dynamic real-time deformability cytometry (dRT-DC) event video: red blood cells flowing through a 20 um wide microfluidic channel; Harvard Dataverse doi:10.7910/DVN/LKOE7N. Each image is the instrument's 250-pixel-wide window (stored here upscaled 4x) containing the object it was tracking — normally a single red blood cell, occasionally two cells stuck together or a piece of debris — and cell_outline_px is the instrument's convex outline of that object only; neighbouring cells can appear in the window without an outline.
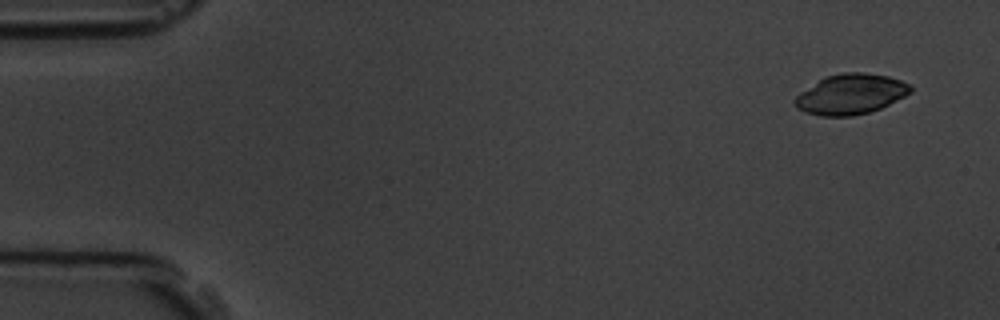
{"species": "common noctule bat (a hibernating species)", "species_latin": "Nyctalus noctula", "temperature_condition": "room temperature", "stored_images_in_passage": 4, "camera_frame_rate_fps": 3000, "um_per_image_px": 0.085, "animal": {"sex": "male", "body_mass_g": 19.5, "forearm_length_mm": 54.6}, "frame": {"image": 1, "passage_image": 1, "time_ms": 0.0, "image_size_px": [1000, 320], "cell_outline_px": [[912, 92], [880, 108], [868, 112], [852, 116], [820, 116], [804, 112], [796, 108], [792, 100], [800, 92], [824, 76], [844, 72], [864, 72], [888, 76], [900, 80], [908, 84], [912, 88]], "centroid_in_image_um": [72.26, 8.0], "position_along_channel_um": 12.7, "area_um2": 27.17}}
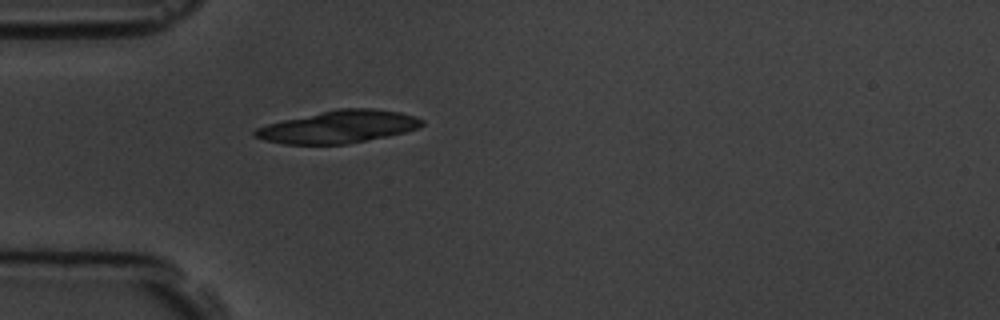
{"frame": {"image": 2, "passage_image": 4, "time_ms": 4.333, "image_size_px": [1000, 320], "cell_outline_px": [[424, 124], [416, 128], [404, 132], [388, 136], [348, 144], [284, 144], [252, 136], [252, 132], [256, 128], [268, 124], [284, 120], [336, 108], [372, 108], [400, 112], [424, 120]], "centroid_in_image_um": [28.77, 10.77], "position_along_channel_um": 56.2, "area_um2": 31.39}}